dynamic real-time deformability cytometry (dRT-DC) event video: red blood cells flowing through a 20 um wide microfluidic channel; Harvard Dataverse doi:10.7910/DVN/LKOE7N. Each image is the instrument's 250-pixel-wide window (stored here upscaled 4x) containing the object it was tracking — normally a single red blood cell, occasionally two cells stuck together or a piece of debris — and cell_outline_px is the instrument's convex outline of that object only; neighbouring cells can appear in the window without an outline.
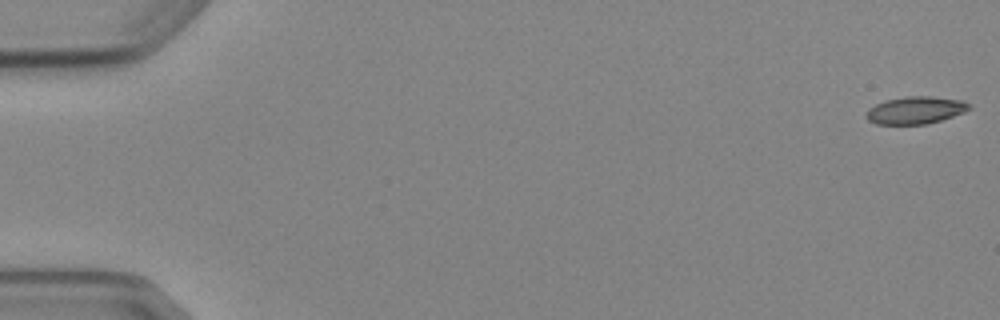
{"species": "Egyptian fruit bat (a non-hibernating species)", "species_latin": "Rousettus aegyptiacus", "temperature_condition": "cold", "stored_images_in_passage": 8, "camera_frame_rate_fps": 3000, "um_per_image_px": 0.085, "animal": {"sex": "female"}, "frame": {"image": 1, "passage_image": 1, "time_ms": 0.0, "image_size_px": [1000, 320], "cell_outline_px": [[972, 108], [964, 112], [928, 124], [876, 124], [868, 120], [868, 108], [884, 100], [908, 96], [932, 96], [964, 100]], "centroid_in_image_um": [77.84, 9.36], "position_along_channel_um": 7.2, "area_um2": 16.36}}
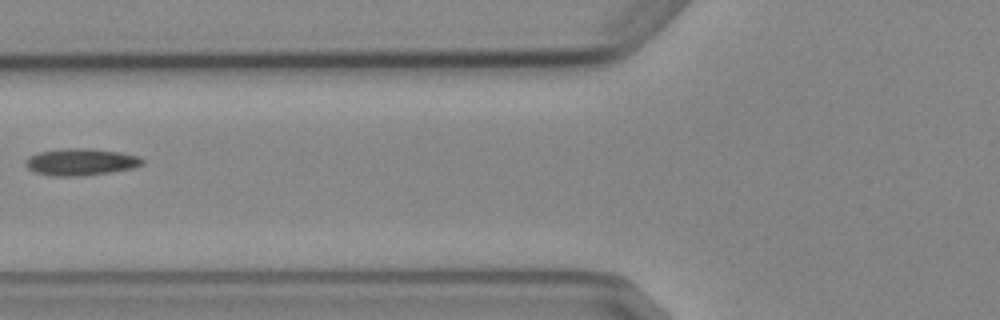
{"frame": {"image": 2, "passage_image": 7, "time_ms": 7.0, "image_size_px": [1000, 320], "cell_outline_px": [[144, 164], [132, 168], [84, 176], [52, 176], [36, 172], [28, 168], [24, 164], [24, 160], [28, 156], [40, 152], [64, 148], [88, 148], [120, 152], [140, 156], [144, 160]], "centroid_in_image_um": [6.86, 13.76], "position_along_channel_um": 118.9, "area_um2": 18.38}}
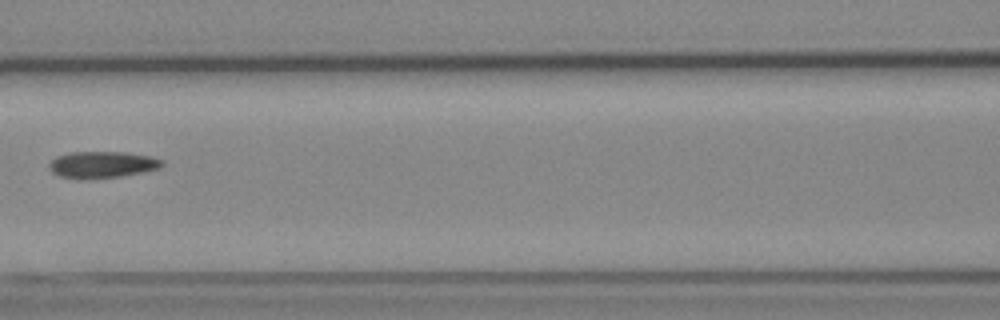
{"frame": {"image": 3, "passage_image": 8, "time_ms": 8.0, "image_size_px": [1000, 320], "cell_outline_px": [[164, 164], [160, 168], [120, 176], [88, 180], [84, 180], [60, 176], [52, 172], [48, 168], [48, 164], [56, 156], [68, 152], [128, 152], [152, 156], [164, 160]], "centroid_in_image_um": [8.67, 13.99], "position_along_channel_um": 157.9, "area_um2": 17.8}}